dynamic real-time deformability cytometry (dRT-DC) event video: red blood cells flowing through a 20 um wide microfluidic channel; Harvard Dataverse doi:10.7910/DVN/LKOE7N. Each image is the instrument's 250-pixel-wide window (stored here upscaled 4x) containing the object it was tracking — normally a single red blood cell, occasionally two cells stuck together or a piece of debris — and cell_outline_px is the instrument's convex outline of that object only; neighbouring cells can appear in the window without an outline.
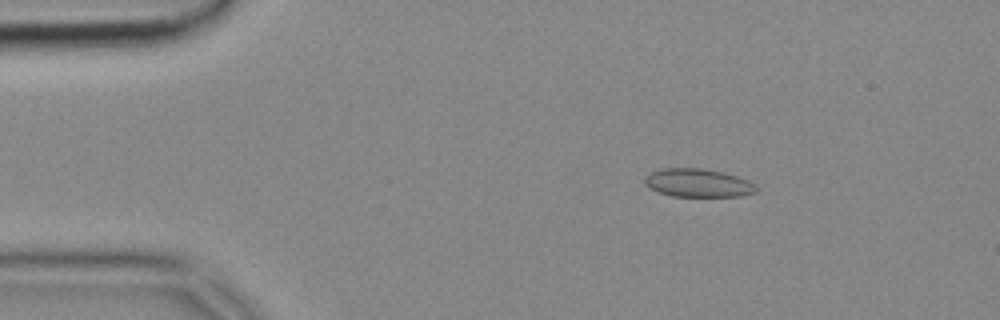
{"species": "common noctule bat (a hibernating species)", "species_latin": "Nyctalus noctula", "temperature_condition": "cold", "stored_images_in_passage": 5, "camera_frame_rate_fps": 3000, "um_per_image_px": 0.085, "animal": {"sex": "female", "body_mass_g": 18.4}, "frame": {"image": 1, "passage_image": 2, "time_ms": 0.333, "image_size_px": [1000, 320], "cell_outline_px": [[756, 192], [740, 196], [672, 196], [648, 188], [644, 184], [644, 176], [652, 172], [664, 168], [700, 168], [724, 172], [748, 180], [756, 184]], "centroid_in_image_um": [59.31, 15.54], "position_along_channel_um": 25.7, "area_um2": 18.38}}